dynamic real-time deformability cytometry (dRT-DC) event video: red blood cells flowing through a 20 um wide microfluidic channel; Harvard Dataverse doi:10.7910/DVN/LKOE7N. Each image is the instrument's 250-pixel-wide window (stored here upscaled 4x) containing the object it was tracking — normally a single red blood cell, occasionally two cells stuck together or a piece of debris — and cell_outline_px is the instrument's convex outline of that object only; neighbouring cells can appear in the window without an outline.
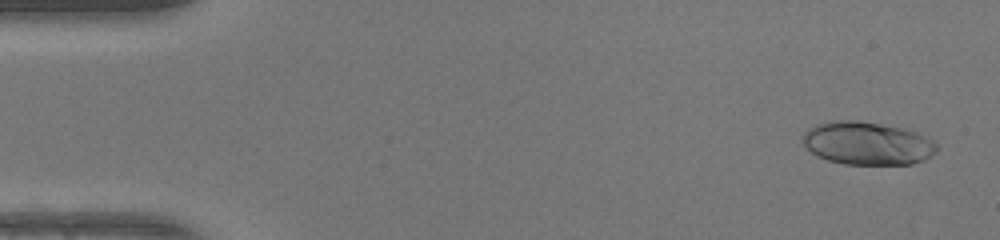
{"species": "human", "species_latin": "Homo sapiens", "temperature_condition": "warm", "stored_images_in_passage": 48, "camera_frame_rate_fps": 3000, "um_per_image_px": 0.085, "donor": {"sex": "female"}, "frame": {"image": 1, "passage_image": 2, "time_ms": 0.333, "image_size_px": [1000, 240], "cell_outline_px": [[936, 152], [924, 160], [912, 164], [844, 164], [828, 160], [816, 156], [804, 148], [804, 132], [808, 128], [816, 124], [832, 120], [856, 120], [880, 124], [900, 128], [916, 132], [932, 140], [936, 144]], "centroid_in_image_um": [73.67, 12.18], "position_along_channel_um": 11.3, "area_um2": 33.58}}
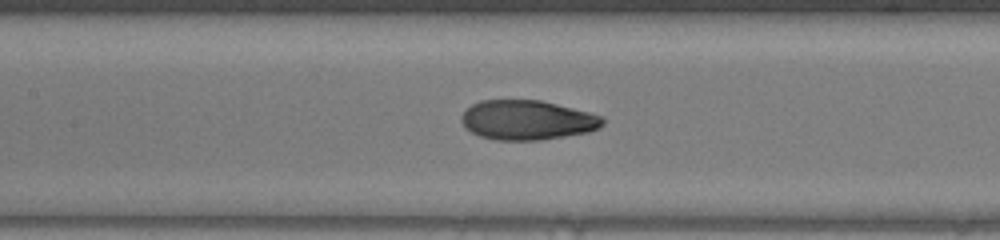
{"frame": {"image": 2, "passage_image": 22, "time_ms": 7.0, "image_size_px": [1000, 240], "cell_outline_px": [[604, 124], [600, 128], [588, 132], [540, 140], [496, 140], [480, 136], [464, 128], [460, 120], [460, 116], [472, 104], [480, 100], [540, 100], [604, 116]], "centroid_in_image_um": [44.8, 10.21], "position_along_channel_um": 162.6, "area_um2": 32.66}}
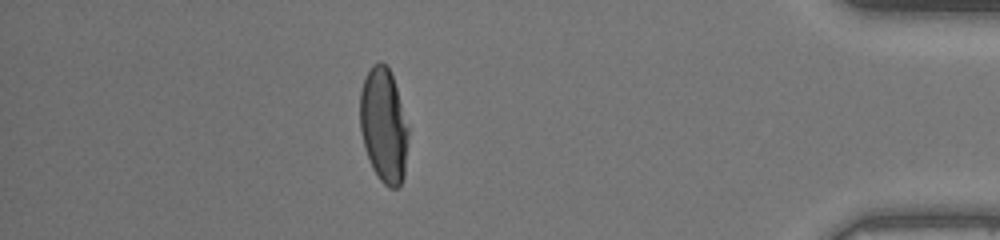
{"frame": {"image": 3, "passage_image": 42, "time_ms": 13.667, "image_size_px": [1000, 240], "cell_outline_px": [[408, 132], [404, 176], [400, 184], [396, 188], [388, 188], [380, 180], [372, 168], [364, 148], [360, 128], [360, 92], [364, 80], [372, 64], [380, 60], [388, 68], [392, 76], [396, 88], [408, 128]], "centroid_in_image_um": [32.59, 10.68], "position_along_channel_um": 402.6, "area_um2": 31.96}, "authors_computed_cell_mechanics": {"area_um2": 32.8882, "velocity_mm_per_s": 4.3003, "shape_relaxation_time_tau1_ms": 4.521, "shape_relaxation_time_tau2_ms": 0.8353, "deformation_change_tau1": 0.2498, "deformation_change_tau2": 0.0546}}